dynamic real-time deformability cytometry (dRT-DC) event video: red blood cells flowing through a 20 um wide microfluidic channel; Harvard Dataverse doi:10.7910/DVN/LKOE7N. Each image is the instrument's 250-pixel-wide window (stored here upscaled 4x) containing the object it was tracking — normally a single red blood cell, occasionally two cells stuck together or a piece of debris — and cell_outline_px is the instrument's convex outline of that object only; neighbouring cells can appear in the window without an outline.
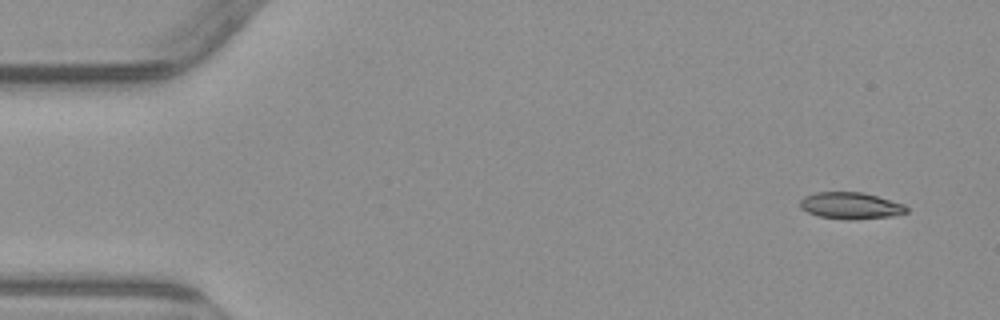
{"species": "common noctule bat (a hibernating species)", "species_latin": "Nyctalus noctula", "temperature_condition": "warm", "stored_images_in_passage": 4, "camera_frame_rate_fps": 3000, "um_per_image_px": 0.085, "animal": {"sex": "male", "body_mass_g": 23.1, "forearm_length_mm": 52.7}, "frame": {"image": 1, "passage_image": 1, "time_ms": 0.0, "image_size_px": [1000, 320], "cell_outline_px": [[908, 212], [892, 216], [856, 220], [848, 220], [820, 216], [808, 212], [800, 208], [800, 200], [804, 196], [816, 192], [864, 192], [904, 204], [908, 208]], "centroid_in_image_um": [72.32, 17.48], "position_along_channel_um": 12.7, "area_um2": 16.65}}
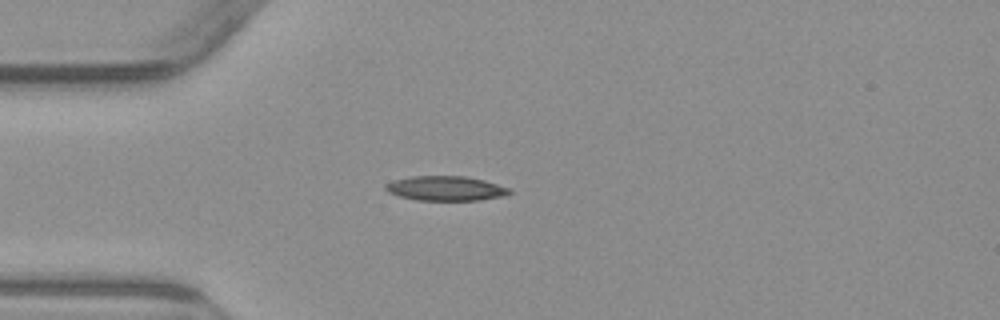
{"frame": {"image": 2, "passage_image": 4, "time_ms": 3.667, "image_size_px": [1000, 320], "cell_outline_px": [[512, 192], [504, 196], [480, 200], [416, 200], [400, 196], [388, 192], [384, 188], [384, 184], [392, 180], [412, 176], [464, 176], [484, 180], [512, 188]], "centroid_in_image_um": [37.89, 16.01], "position_along_channel_um": 47.1, "area_um2": 17.92}}